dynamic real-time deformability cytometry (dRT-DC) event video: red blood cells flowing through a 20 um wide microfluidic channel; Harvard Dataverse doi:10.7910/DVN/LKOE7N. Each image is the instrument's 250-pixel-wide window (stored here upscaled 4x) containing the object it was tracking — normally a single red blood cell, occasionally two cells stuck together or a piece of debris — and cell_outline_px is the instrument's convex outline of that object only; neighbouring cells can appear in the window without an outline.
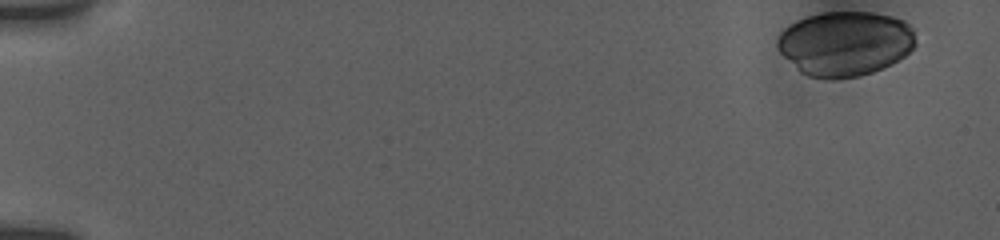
{"species": "human", "species_latin": "Homo sapiens", "temperature_condition": "room temperature", "stored_images_in_passage": 37, "camera_frame_rate_fps": 3000, "um_per_image_px": 0.085, "donor": {"sex": "female"}, "frame": {"image": 1, "passage_image": 1, "time_ms": 0.0, "image_size_px": [1000, 240], "cell_outline_px": [[916, 44], [904, 56], [884, 68], [860, 76], [836, 80], [824, 80], [808, 76], [800, 72], [780, 52], [776, 44], [776, 40], [780, 32], [784, 28], [808, 16], [824, 12], [872, 12], [892, 16], [904, 20], [912, 28]], "centroid_in_image_um": [71.83, 3.72], "position_along_channel_um": 13.2, "area_um2": 52.37}}